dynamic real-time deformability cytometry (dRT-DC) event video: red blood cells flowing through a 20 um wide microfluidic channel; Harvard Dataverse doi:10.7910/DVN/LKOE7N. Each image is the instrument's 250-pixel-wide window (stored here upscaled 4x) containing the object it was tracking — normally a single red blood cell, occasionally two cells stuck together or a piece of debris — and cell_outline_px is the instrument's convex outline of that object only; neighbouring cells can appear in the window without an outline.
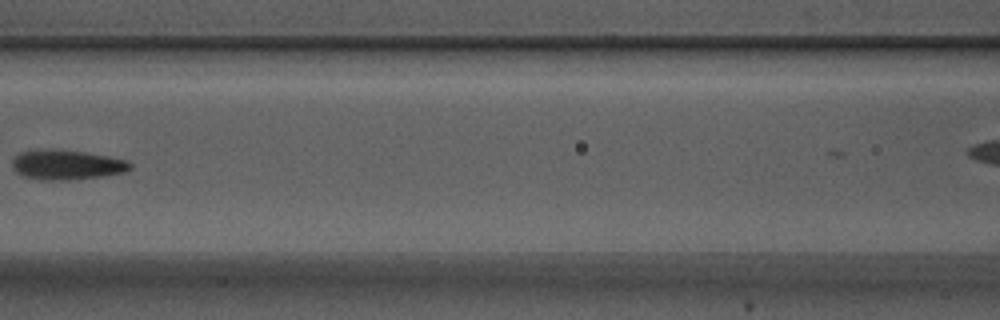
{"species": "Egyptian fruit bat (a non-hibernating species)", "species_latin": "Rousettus aegyptiacus", "temperature_condition": "warm", "stored_images_in_passage": 5, "camera_frame_rate_fps": 3000, "um_per_image_px": 0.085, "animal": {"sex": "male"}, "frame": {"image": 1, "passage_image": 4, "time_ms": 1.0, "image_size_px": [1000, 320], "cell_outline_px": [[132, 168], [124, 172], [104, 176], [72, 180], [40, 180], [24, 176], [16, 172], [12, 168], [12, 160], [20, 152], [84, 152], [108, 156], [128, 160], [132, 164]], "centroid_in_image_um": [5.74, 14.06], "position_along_channel_um": 160.9, "area_um2": 19.77}}